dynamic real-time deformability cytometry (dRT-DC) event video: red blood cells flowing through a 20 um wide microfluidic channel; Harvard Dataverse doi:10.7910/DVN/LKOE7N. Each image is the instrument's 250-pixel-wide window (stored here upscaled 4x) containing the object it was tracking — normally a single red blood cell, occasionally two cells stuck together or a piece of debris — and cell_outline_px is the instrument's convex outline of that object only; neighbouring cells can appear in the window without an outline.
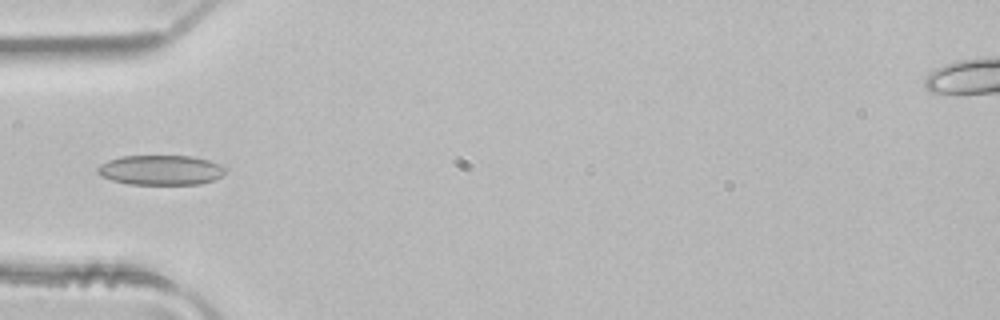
{"species": "common noctule bat (a hibernating species)", "species_latin": "Nyctalus noctula", "temperature_condition": "room temperature", "stored_images_in_passage": 3, "camera_frame_rate_fps": 3000, "um_per_image_px": 0.085, "animal": {"sex": "male", "body_mass_g": 21.5, "forearm_length_mm": 52.0}, "frame": {"image": 1, "passage_image": 3, "time_ms": 0.667, "image_size_px": [1000, 320], "cell_outline_px": [[228, 168], [216, 180], [200, 184], [128, 184], [112, 180], [100, 176], [96, 172], [96, 168], [100, 164], [108, 160], [120, 156], [192, 156], [208, 160], [220, 164]], "centroid_in_image_um": [13.65, 14.45], "position_along_channel_um": 71.3, "area_um2": 22.43}}